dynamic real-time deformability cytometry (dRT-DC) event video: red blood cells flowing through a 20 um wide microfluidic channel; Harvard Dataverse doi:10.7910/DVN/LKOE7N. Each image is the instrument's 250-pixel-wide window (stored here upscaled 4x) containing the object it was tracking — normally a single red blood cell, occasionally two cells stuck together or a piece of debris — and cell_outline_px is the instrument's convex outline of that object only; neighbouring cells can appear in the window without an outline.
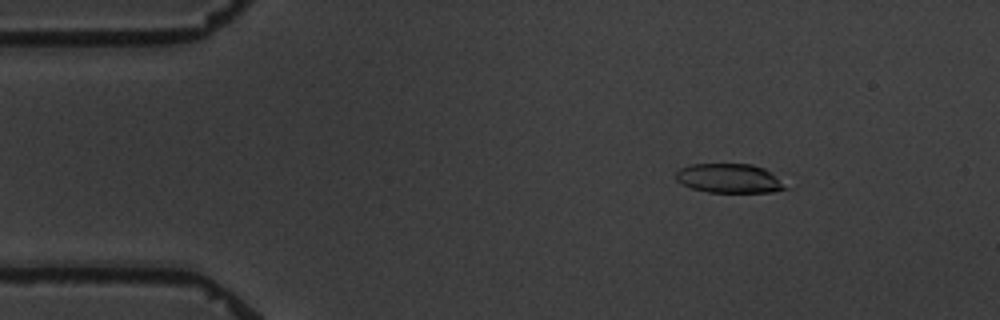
{"species": "common noctule bat (a hibernating species)", "species_latin": "Nyctalus noctula", "temperature_condition": "warm", "stored_images_in_passage": 9, "camera_frame_rate_fps": 3000, "um_per_image_px": 0.085, "animal": {"sex": "male", "body_mass_g": 19.5, "forearm_length_mm": 54.6}, "frame": {"image": 1, "passage_image": 3, "time_ms": 2.333, "image_size_px": [1000, 320], "cell_outline_px": [[792, 188], [772, 192], [708, 192], [692, 188], [676, 180], [676, 172], [680, 168], [688, 164], [752, 164], [764, 168]], "centroid_in_image_um": [62.02, 15.16], "position_along_channel_um": 23.0, "area_um2": 18.73}}
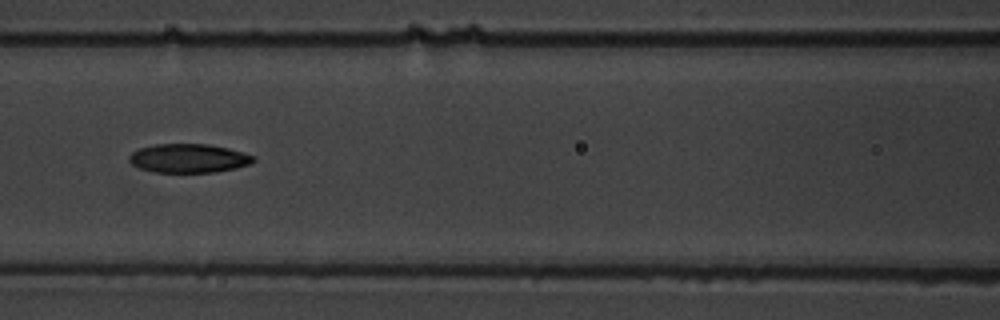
{"frame": {"image": 2, "passage_image": 8, "time_ms": 8.0, "image_size_px": [1000, 320], "cell_outline_px": [[256, 160], [248, 164], [236, 168], [216, 172], [156, 172], [140, 168], [132, 164], [128, 160], [128, 156], [132, 152], [140, 148], [156, 144], [208, 144], [228, 148], [244, 152], [256, 156]], "centroid_in_image_um": [16.05, 13.45], "position_along_channel_um": 150.5, "area_um2": 20.92}}
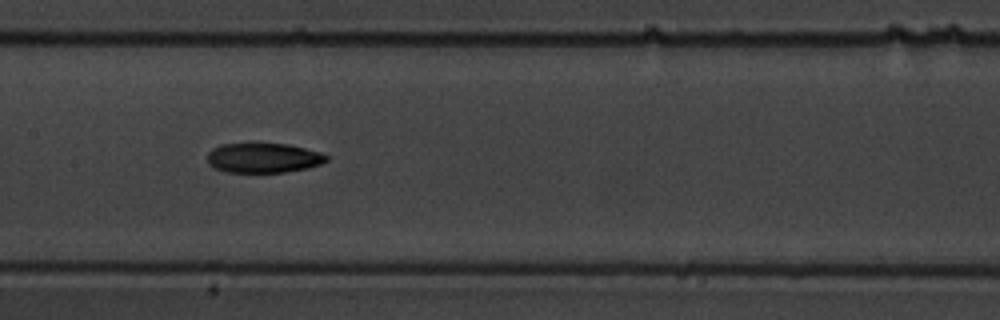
{"frame": {"image": 3, "passage_image": 9, "time_ms": 9.0, "image_size_px": [1000, 320], "cell_outline_px": [[328, 160], [320, 164], [308, 168], [284, 172], [224, 172], [212, 168], [208, 164], [208, 152], [212, 148], [220, 144], [252, 140], [288, 144], [320, 152], [328, 156]], "centroid_in_image_um": [22.32, 13.37], "position_along_channel_um": 185.1, "area_um2": 21.68}}